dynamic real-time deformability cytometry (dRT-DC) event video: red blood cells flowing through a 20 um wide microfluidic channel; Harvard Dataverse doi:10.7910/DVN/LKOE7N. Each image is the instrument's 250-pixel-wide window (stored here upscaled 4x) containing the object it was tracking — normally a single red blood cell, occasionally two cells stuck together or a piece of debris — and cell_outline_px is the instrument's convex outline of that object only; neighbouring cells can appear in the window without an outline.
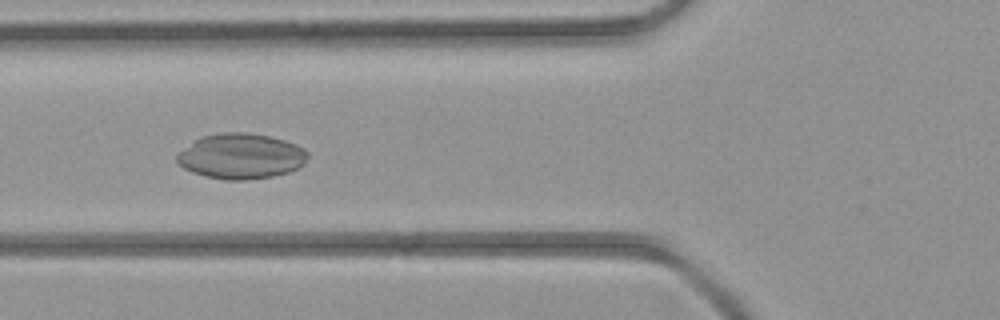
{"species": "common noctule bat (a hibernating species)", "species_latin": "Nyctalus noctula", "temperature_condition": "room temperature", "stored_images_in_passage": 4, "camera_frame_rate_fps": 3000, "um_per_image_px": 0.085, "animal": {"sex": "female", "body_mass_g": 21.9}, "frame": {"image": 1, "passage_image": 4, "time_ms": 3.333, "image_size_px": [1000, 320], "cell_outline_px": [[308, 156], [304, 164], [300, 168], [288, 172], [272, 176], [244, 180], [224, 180], [204, 176], [192, 172], [184, 168], [176, 160], [176, 156], [180, 152], [200, 136], [224, 132], [244, 132], [268, 136], [284, 140], [296, 144], [304, 148], [308, 152]], "centroid_in_image_um": [20.5, 13.28], "position_along_channel_um": 105.3, "area_um2": 34.56}}